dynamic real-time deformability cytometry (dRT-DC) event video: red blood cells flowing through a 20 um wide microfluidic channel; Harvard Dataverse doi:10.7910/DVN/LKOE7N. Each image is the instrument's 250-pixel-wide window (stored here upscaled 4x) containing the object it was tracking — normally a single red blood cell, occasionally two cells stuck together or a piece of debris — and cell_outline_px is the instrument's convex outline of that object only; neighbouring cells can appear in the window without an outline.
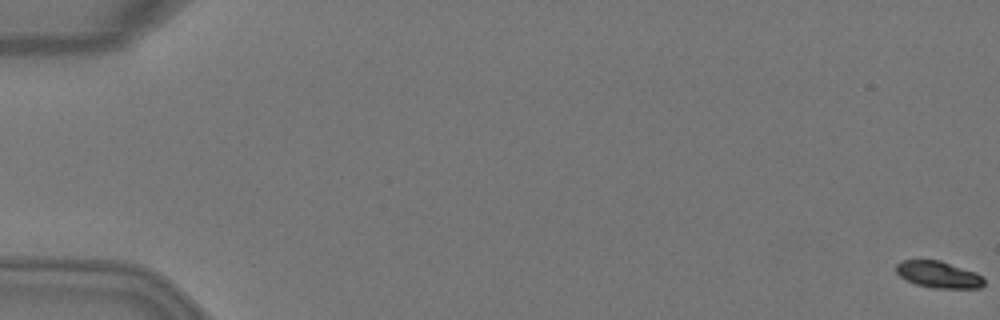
{"species": "Egyptian fruit bat (a non-hibernating species)", "species_latin": "Rousettus aegyptiacus", "temperature_condition": "warm", "stored_images_in_passage": 52, "camera_frame_rate_fps": 3000, "um_per_image_px": 0.085, "animal": {"sex": "female"}, "frame": {"image": 1, "passage_image": 1, "time_ms": 0.0, "image_size_px": [1000, 320], "cell_outline_px": [[984, 284], [980, 288], [932, 288], [916, 284], [900, 276], [896, 272], [896, 264], [900, 260], [940, 260], [976, 272], [984, 276]], "centroid_in_image_um": [79.79, 23.33], "position_along_channel_um": 5.2, "area_um2": 13.76}}
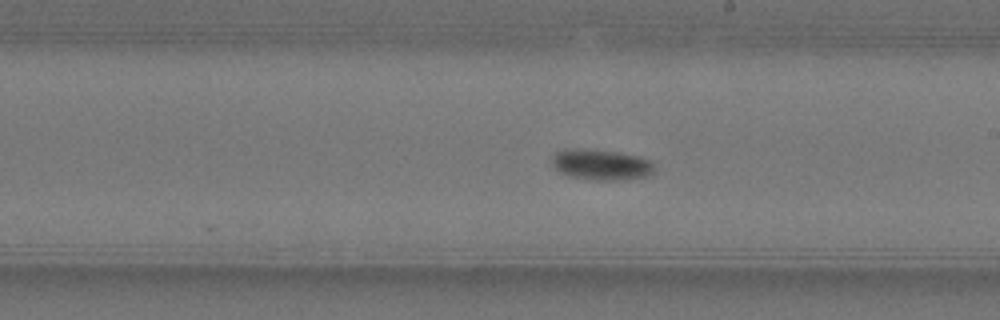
{"frame": {"image": 2, "passage_image": 31, "time_ms": 10.0, "image_size_px": [1000, 320], "cell_outline_px": [[656, 168], [648, 176], [620, 180], [596, 180], [572, 176], [560, 172], [552, 164], [552, 156], [556, 152], [564, 148], [580, 148], [616, 152], [636, 156], [648, 160]], "centroid_in_image_um": [51.07, 13.98], "position_along_channel_um": 237.9, "area_um2": 18.15}}
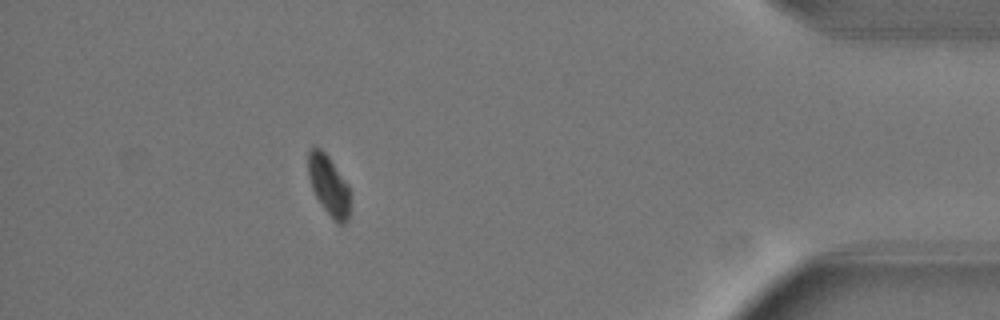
{"frame": {"image": 3, "passage_image": 47, "time_ms": 15.333, "image_size_px": [1000, 320], "cell_outline_px": [[348, 220], [344, 224], [336, 224], [320, 204], [312, 188], [308, 176], [308, 152], [312, 148], [320, 148], [328, 156], [348, 184]], "centroid_in_image_um": [27.92, 15.78], "position_along_channel_um": 407.3, "area_um2": 14.45}, "authors_computed_cell_mechanics": {"area_um2": 15.8372, "velocity_mm_per_s": 4.0641, "shape_relaxation_time_tau1_ms": 5.6303, "shape_relaxation_time_tau2_ms": null, "deformation_change_tau1": 0.173, "deformation_change_tau2": null}}